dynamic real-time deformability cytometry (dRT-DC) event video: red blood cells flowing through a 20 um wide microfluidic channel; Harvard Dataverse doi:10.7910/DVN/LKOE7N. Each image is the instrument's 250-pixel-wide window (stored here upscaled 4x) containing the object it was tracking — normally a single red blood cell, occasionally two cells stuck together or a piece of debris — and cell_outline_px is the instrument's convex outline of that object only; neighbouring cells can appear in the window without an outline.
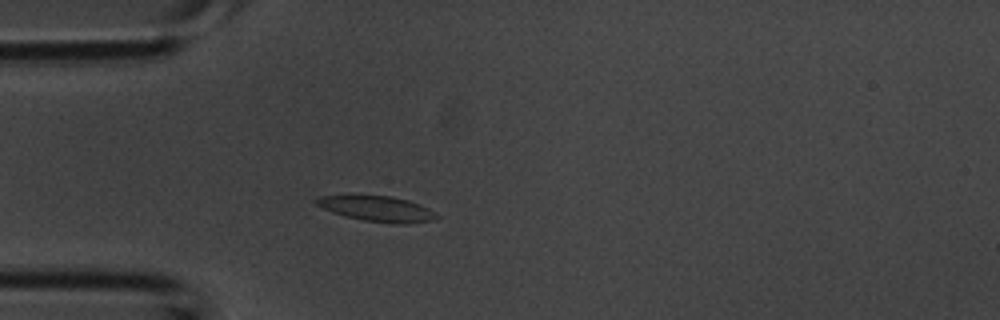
{"species": "common noctule bat (a hibernating species)", "species_latin": "Nyctalus noctula", "temperature_condition": "room temperature", "stored_images_in_passage": 39, "camera_frame_rate_fps": 3000, "um_per_image_px": 0.085, "animal": {"sex": "male", "body_mass_g": 20.1, "forearm_length_mm": 53.5}, "frame": {"image": 1, "passage_image": 8, "time_ms": 2.333, "image_size_px": [1000, 320], "cell_outline_px": [[440, 216], [436, 220], [408, 224], [388, 224], [364, 220], [344, 216], [332, 212], [316, 204], [316, 200], [320, 196], [392, 196], [408, 200], [420, 204], [436, 212]], "centroid_in_image_um": [32.16, 17.77], "position_along_channel_um": 52.8, "area_um2": 17.86}}
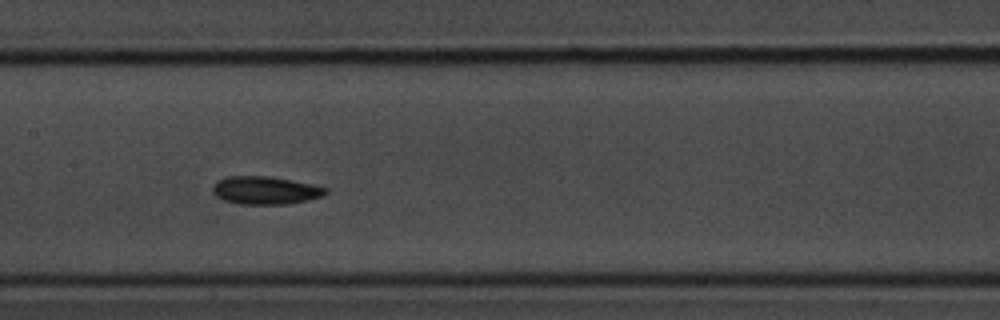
{"frame": {"image": 2, "passage_image": 17, "time_ms": 5.333, "image_size_px": [1000, 320], "cell_outline_px": [[328, 192], [324, 196], [308, 200], [288, 204], [236, 204], [224, 200], [216, 196], [212, 192], [212, 188], [216, 180], [228, 176], [272, 176], [312, 184], [328, 188]], "centroid_in_image_um": [22.56, 16.18], "position_along_channel_um": 184.8, "area_um2": 18.67}}
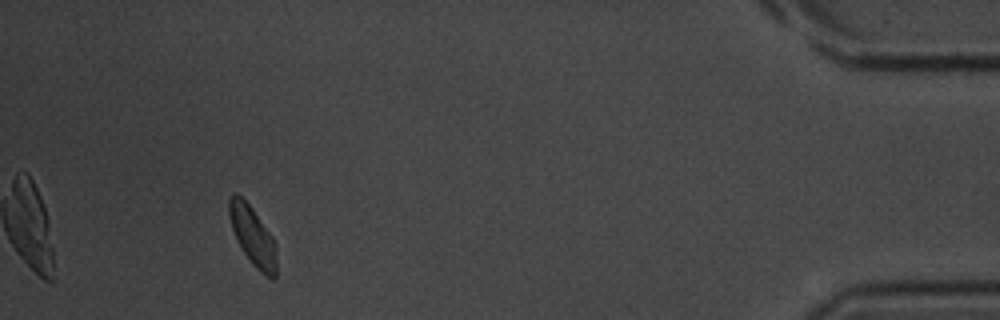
{"frame": {"image": 3, "passage_image": 36, "time_ms": 11.667, "image_size_px": [1000, 320], "cell_outline_px": [[276, 276], [272, 280], [264, 276], [252, 264], [236, 240], [228, 216], [228, 200], [232, 192], [236, 192], [252, 208], [272, 236], [276, 244]], "centroid_in_image_um": [21.47, 20.07], "position_along_channel_um": 413.7, "area_um2": 16.47}}